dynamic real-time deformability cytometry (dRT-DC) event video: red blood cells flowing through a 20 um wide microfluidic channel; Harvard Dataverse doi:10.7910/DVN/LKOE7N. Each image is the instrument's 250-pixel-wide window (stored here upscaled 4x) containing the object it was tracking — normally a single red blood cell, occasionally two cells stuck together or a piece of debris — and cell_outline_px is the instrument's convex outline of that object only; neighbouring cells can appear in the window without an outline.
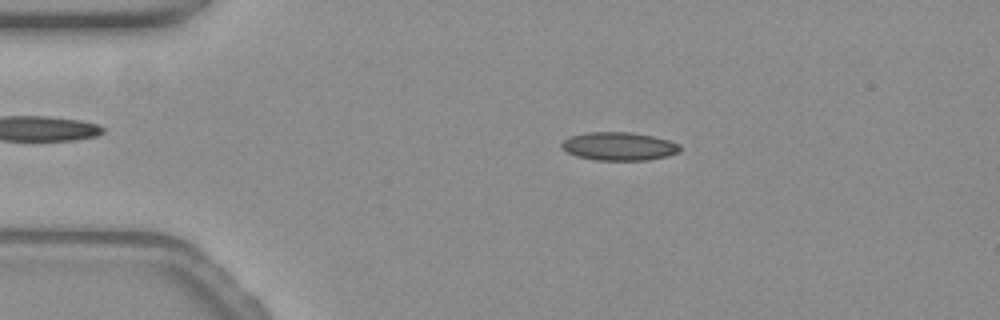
{"species": "common noctule bat (a hibernating species)", "species_latin": "Nyctalus noctula", "temperature_condition": "warm", "stored_images_in_passage": 42, "camera_frame_rate_fps": 3000, "um_per_image_px": 0.085, "animal": {"sex": "female", "body_mass_g": 19.3, "forearm_length_mm": 54.1}, "frame": {"image": 1, "passage_image": 3, "time_ms": 0.667, "image_size_px": [1000, 320], "cell_outline_px": [[680, 152], [668, 156], [648, 160], [596, 160], [576, 156], [568, 152], [560, 144], [564, 140], [572, 136], [588, 132], [632, 132], [652, 136], [668, 140], [680, 144]], "centroid_in_image_um": [52.65, 12.44], "position_along_channel_um": 32.4, "area_um2": 19.42}}
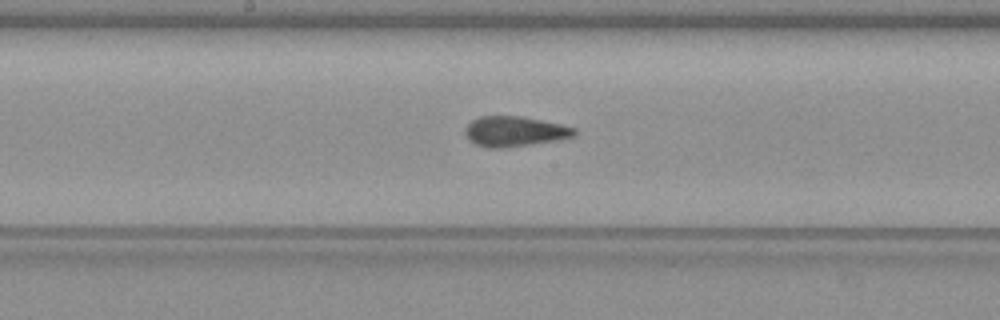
{"frame": {"image": 2, "passage_image": 20, "time_ms": 6.333, "image_size_px": [1000, 320], "cell_outline_px": [[576, 136], [560, 140], [504, 148], [484, 148], [468, 140], [464, 132], [464, 128], [472, 120], [480, 116], [520, 116], [560, 124], [576, 128]], "centroid_in_image_um": [43.73, 11.18], "position_along_channel_um": 204.5, "area_um2": 19.42}}
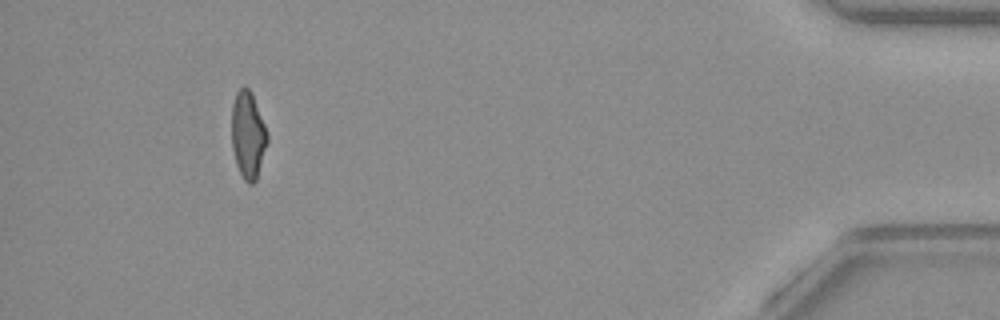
{"frame": {"image": 3, "passage_image": 42, "time_ms": 13.667, "image_size_px": [1000, 320], "cell_outline_px": [[268, 140], [256, 180], [252, 184], [248, 184], [244, 180], [236, 164], [232, 148], [232, 104], [236, 92], [244, 84], [252, 92], [264, 124], [268, 136]], "centroid_in_image_um": [21.07, 11.45], "position_along_channel_um": 414.1, "area_um2": 18.03}, "authors_computed_cell_mechanics": {"area_um2": 18.9584, "velocity_mm_per_s": 3.826, "shape_relaxation_time_tau1_ms": 4.5207, "shape_relaxation_time_tau2_ms": 1.3547, "deformation_change_tau1": 0.1712, "deformation_change_tau2": 0.089}}